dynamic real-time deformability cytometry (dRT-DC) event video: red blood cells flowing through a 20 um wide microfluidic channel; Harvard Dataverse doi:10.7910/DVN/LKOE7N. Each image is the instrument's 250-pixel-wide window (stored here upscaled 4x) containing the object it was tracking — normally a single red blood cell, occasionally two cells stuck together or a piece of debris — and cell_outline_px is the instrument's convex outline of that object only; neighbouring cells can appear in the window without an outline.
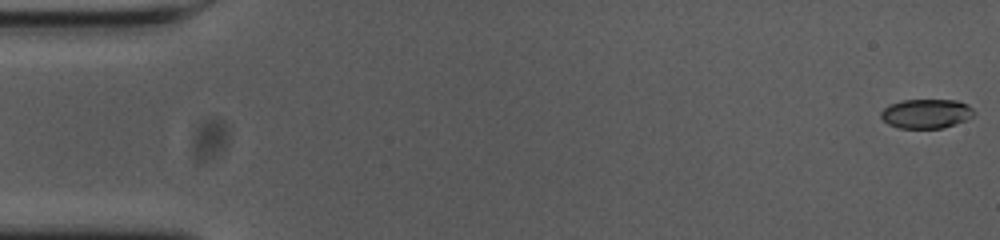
{"species": "common noctule bat (a hibernating species)", "species_latin": "Nyctalus noctula", "temperature_condition": "cold", "stored_images_in_passage": 56, "camera_frame_rate_fps": 3000, "um_per_image_px": 0.085, "animal": {"sex": "female", "body_mass_g": 23.0, "forearm_length_mm": 53.4}, "frame": {"image": 1, "passage_image": 1, "time_ms": 0.0, "image_size_px": [1000, 240], "cell_outline_px": [[976, 112], [972, 116], [964, 120], [944, 128], [900, 128], [888, 124], [880, 116], [880, 112], [888, 104], [900, 100], [956, 100], [968, 104]], "centroid_in_image_um": [78.71, 9.65], "position_along_channel_um": 6.3, "area_um2": 15.95}}
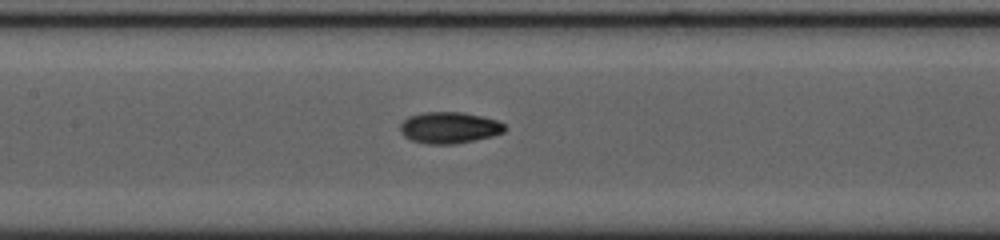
{"frame": {"image": 2, "passage_image": 26, "time_ms": 8.333, "image_size_px": [1000, 240], "cell_outline_px": [[504, 132], [492, 136], [452, 144], [428, 144], [412, 140], [404, 136], [400, 132], [400, 124], [408, 116], [424, 112], [460, 112], [484, 116], [496, 120], [504, 124]], "centroid_in_image_um": [38.16, 10.84], "position_along_channel_um": 169.2, "area_um2": 19.02}}
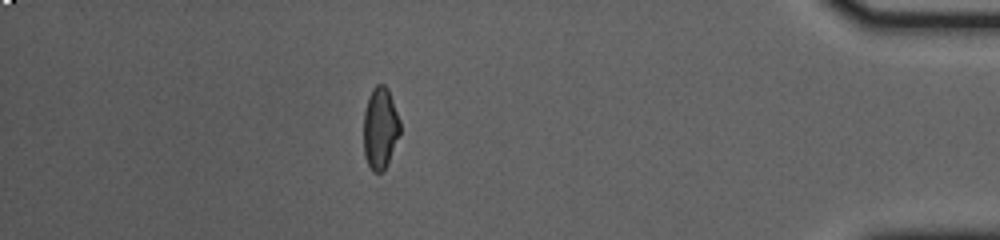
{"frame": {"image": 3, "passage_image": 49, "time_ms": 16.0, "image_size_px": [1000, 240], "cell_outline_px": [[400, 132], [388, 164], [380, 172], [372, 172], [364, 156], [364, 112], [368, 96], [372, 88], [376, 84], [384, 84], [388, 88], [400, 120]], "centroid_in_image_um": [32.31, 10.87], "position_along_channel_um": 402.9, "area_um2": 17.46}, "authors_computed_cell_mechanics": {"area_um2": 17.8602, "velocity_mm_per_s": 3.6768, "shape_relaxation_time_tau1_ms": 6.1345, "shape_relaxation_time_tau2_ms": 3.0003, "deformation_change_tau1": 0.1684, "deformation_change_tau2": 0.0695}}